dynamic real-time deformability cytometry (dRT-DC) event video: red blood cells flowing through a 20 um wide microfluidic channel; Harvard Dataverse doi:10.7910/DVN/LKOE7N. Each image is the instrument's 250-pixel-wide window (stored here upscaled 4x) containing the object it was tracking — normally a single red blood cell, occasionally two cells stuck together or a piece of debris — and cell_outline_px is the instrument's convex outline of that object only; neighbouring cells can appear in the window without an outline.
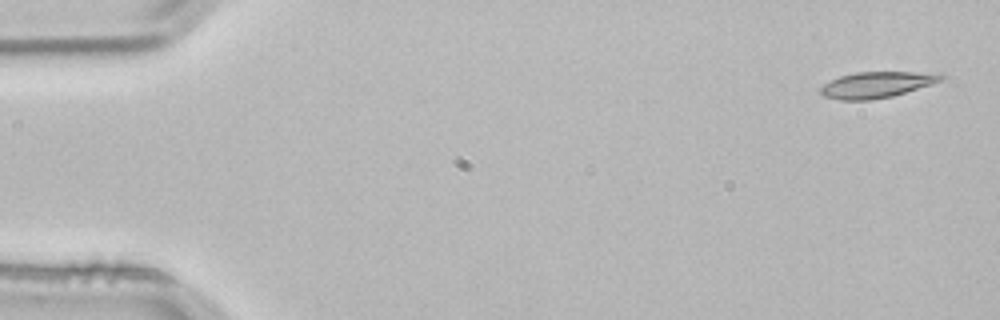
{"species": "common noctule bat (a hibernating species)", "species_latin": "Nyctalus noctula", "temperature_condition": "room temperature", "stored_images_in_passage": 3, "camera_frame_rate_fps": 3000, "um_per_image_px": 0.085, "animal": {"sex": "male", "body_mass_g": 21.5, "forearm_length_mm": 52.0}, "frame": {"image": 1, "passage_image": 1, "time_ms": 0.0, "image_size_px": [1000, 320], "cell_outline_px": [[944, 76], [940, 80], [932, 84], [892, 96], [872, 100], [840, 100], [824, 96], [820, 92], [820, 88], [824, 84], [840, 76], [856, 72], [940, 72]], "centroid_in_image_um": [74.53, 7.2], "position_along_channel_um": 10.5, "area_um2": 18.21}}
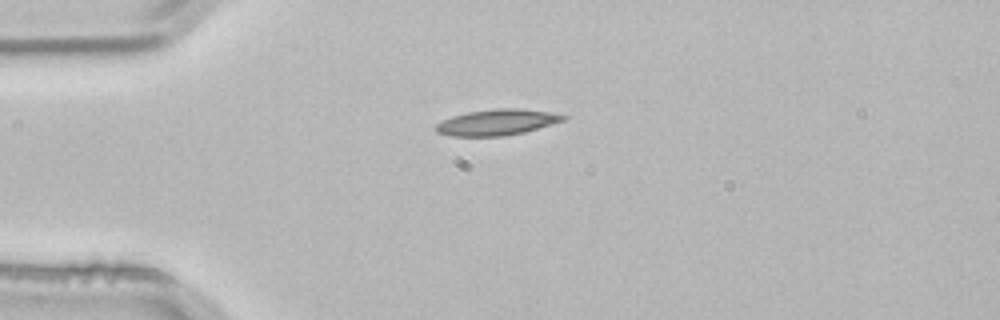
{"frame": {"image": 2, "passage_image": 3, "time_ms": 0.667, "image_size_px": [1000, 320], "cell_outline_px": [[568, 116], [564, 120], [524, 132], [504, 136], [452, 136], [436, 132], [432, 128], [436, 124], [452, 116], [468, 112], [500, 108], [520, 108], [548, 112]], "centroid_in_image_um": [42.2, 10.4], "position_along_channel_um": 42.8, "area_um2": 19.07}}